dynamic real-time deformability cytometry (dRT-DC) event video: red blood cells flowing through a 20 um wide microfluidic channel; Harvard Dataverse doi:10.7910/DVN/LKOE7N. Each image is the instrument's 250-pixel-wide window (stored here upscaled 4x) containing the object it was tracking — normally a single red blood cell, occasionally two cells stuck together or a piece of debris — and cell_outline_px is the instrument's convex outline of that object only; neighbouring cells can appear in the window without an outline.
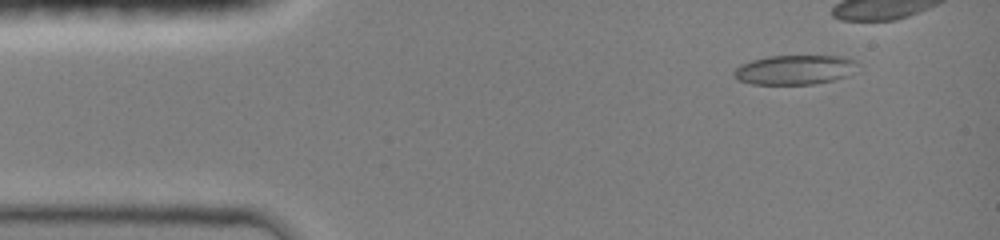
{"species": "common noctule bat (a hibernating species)", "species_latin": "Nyctalus noctula", "temperature_condition": "room temperature", "stored_images_in_passage": 43, "camera_frame_rate_fps": 3000, "um_per_image_px": 0.085, "animal": {"sex": "female", "body_mass_g": 19.0, "forearm_length_mm": 51.5}, "frame": {"image": 1, "passage_image": 3, "time_ms": 1.0, "image_size_px": [1000, 240], "cell_outline_px": [[860, 72], [848, 76], [832, 80], [812, 84], [752, 84], [736, 80], [736, 68], [740, 64], [752, 60], [768, 56], [844, 56], [856, 60]], "centroid_in_image_um": [67.65, 5.93], "position_along_channel_um": 17.4, "area_um2": 21.5}}
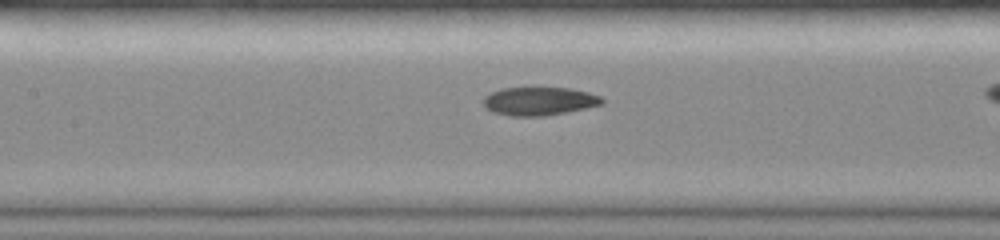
{"frame": {"image": 2, "passage_image": 23, "time_ms": 6.333, "image_size_px": [1000, 240], "cell_outline_px": [[604, 104], [544, 116], [512, 116], [492, 112], [484, 104], [484, 96], [500, 88], [568, 88], [588, 92], [600, 96], [604, 100]], "centroid_in_image_um": [45.83, 8.6], "position_along_channel_um": 161.6, "area_um2": 19.36}}
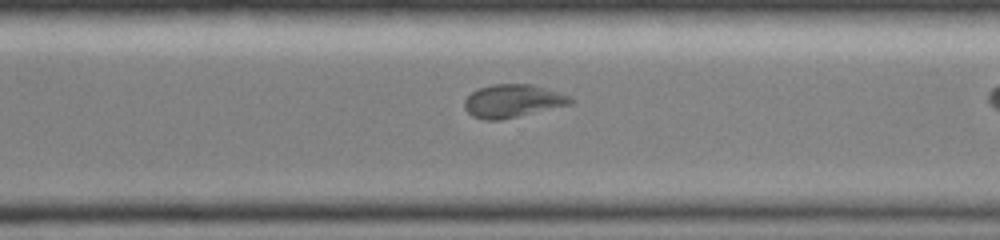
{"frame": {"image": 3, "passage_image": 39, "time_ms": 10.333, "image_size_px": [1000, 240], "cell_outline_px": [[576, 100], [572, 104], [500, 120], [484, 120], [472, 116], [464, 108], [464, 100], [472, 92], [480, 88], [492, 84], [532, 84], [568, 96]], "centroid_in_image_um": [43.56, 8.59], "position_along_channel_um": 327.0, "area_um2": 20.23}}